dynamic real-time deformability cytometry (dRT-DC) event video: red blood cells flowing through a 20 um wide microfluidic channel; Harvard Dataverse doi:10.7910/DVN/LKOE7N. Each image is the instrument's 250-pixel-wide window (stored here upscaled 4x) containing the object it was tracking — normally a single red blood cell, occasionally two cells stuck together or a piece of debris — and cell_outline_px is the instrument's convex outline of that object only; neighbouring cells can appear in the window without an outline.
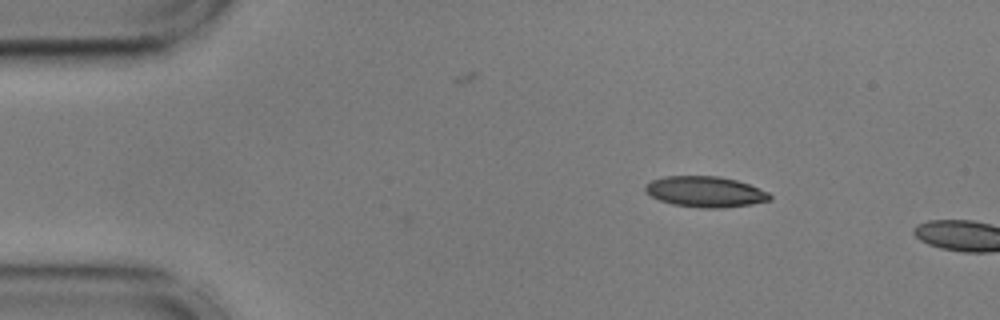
{"species": "common noctule bat (a hibernating species)", "species_latin": "Nyctalus noctula", "temperature_condition": "cold", "stored_images_in_passage": 3, "camera_frame_rate_fps": 3000, "um_per_image_px": 0.085, "animal": {"sex": "male", "body_mass_g": 17.9, "forearm_length_mm": 54.2}, "frame": {"image": 1, "passage_image": 1, "time_ms": 0.0, "image_size_px": [1000, 320], "cell_outline_px": [[772, 200], [752, 204], [724, 208], [704, 208], [672, 204], [660, 200], [644, 192], [644, 184], [652, 180], [664, 176], [720, 176], [736, 180], [748, 184], [768, 192], [772, 196]], "centroid_in_image_um": [59.94, 16.3], "position_along_channel_um": 25.1, "area_um2": 22.43}}